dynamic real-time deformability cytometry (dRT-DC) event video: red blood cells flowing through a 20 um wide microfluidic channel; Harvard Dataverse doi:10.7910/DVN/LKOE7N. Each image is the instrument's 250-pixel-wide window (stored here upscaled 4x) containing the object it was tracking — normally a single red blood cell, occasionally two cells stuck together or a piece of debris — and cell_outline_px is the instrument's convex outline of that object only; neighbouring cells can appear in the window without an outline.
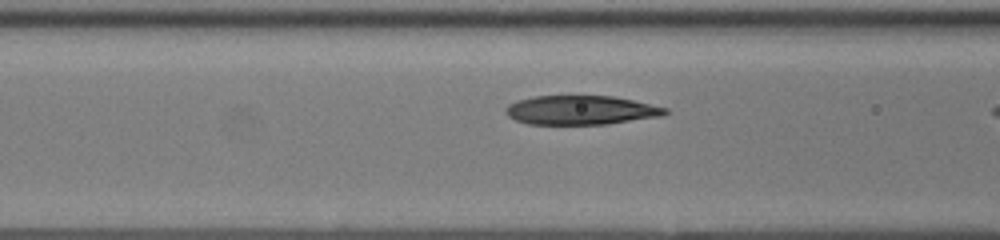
{"species": "human", "species_latin": "Homo sapiens", "temperature_condition": "room temperature", "stored_images_in_passage": 12, "camera_frame_rate_fps": 3000, "um_per_image_px": 0.085, "donor": {"sex": "female"}, "frame": {"image": 1, "passage_image": 10, "time_ms": 3.0, "image_size_px": [1000, 240], "cell_outline_px": [[668, 112], [664, 116], [608, 124], [528, 124], [516, 120], [508, 116], [504, 112], [504, 108], [508, 104], [516, 100], [536, 96], [612, 96], [632, 100], [668, 108]], "centroid_in_image_um": [49.36, 9.36], "position_along_channel_um": 117.2, "area_um2": 27.17}}